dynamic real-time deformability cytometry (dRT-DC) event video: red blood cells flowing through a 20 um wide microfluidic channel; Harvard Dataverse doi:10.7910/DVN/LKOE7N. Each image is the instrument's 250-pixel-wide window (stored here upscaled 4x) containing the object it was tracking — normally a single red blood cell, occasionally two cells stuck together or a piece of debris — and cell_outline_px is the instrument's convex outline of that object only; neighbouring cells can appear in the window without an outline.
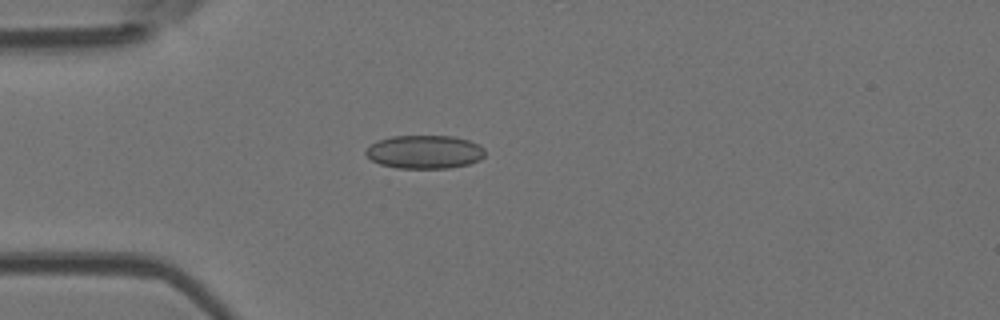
{"species": "Egyptian fruit bat (a non-hibernating species)", "species_latin": "Rousettus aegyptiacus", "temperature_condition": "room temperature", "stored_images_in_passage": 6, "camera_frame_rate_fps": 3000, "um_per_image_px": 0.085, "animal": {"sex": "female"}, "frame": {"image": 1, "passage_image": 3, "time_ms": 2.667, "image_size_px": [1000, 320], "cell_outline_px": [[484, 156], [480, 160], [468, 164], [448, 168], [396, 168], [380, 164], [372, 160], [364, 152], [372, 144], [380, 140], [392, 136], [452, 136], [468, 140], [480, 144], [484, 148]], "centroid_in_image_um": [36.12, 12.91], "position_along_channel_um": 48.9, "area_um2": 23.12}}
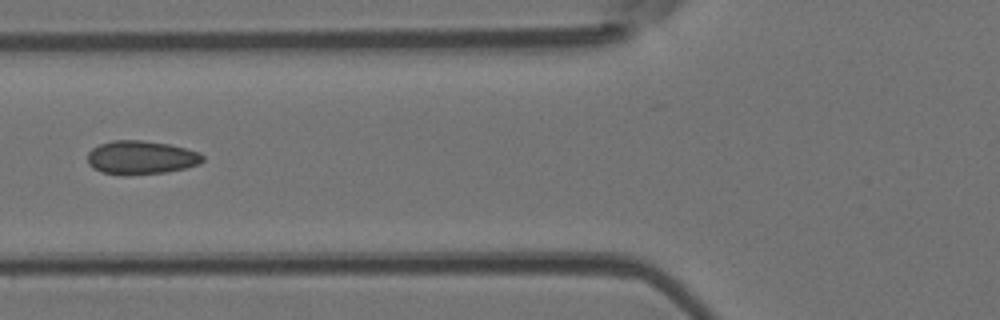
{"frame": {"image": 2, "passage_image": 5, "time_ms": 4.667, "image_size_px": [1000, 320], "cell_outline_px": [[204, 160], [200, 164], [184, 168], [164, 172], [124, 176], [100, 172], [92, 168], [88, 164], [88, 152], [92, 148], [100, 144], [112, 140], [144, 140], [168, 144], [200, 152], [204, 156]], "centroid_in_image_um": [11.96, 13.4], "position_along_channel_um": 113.8, "area_um2": 22.77}}